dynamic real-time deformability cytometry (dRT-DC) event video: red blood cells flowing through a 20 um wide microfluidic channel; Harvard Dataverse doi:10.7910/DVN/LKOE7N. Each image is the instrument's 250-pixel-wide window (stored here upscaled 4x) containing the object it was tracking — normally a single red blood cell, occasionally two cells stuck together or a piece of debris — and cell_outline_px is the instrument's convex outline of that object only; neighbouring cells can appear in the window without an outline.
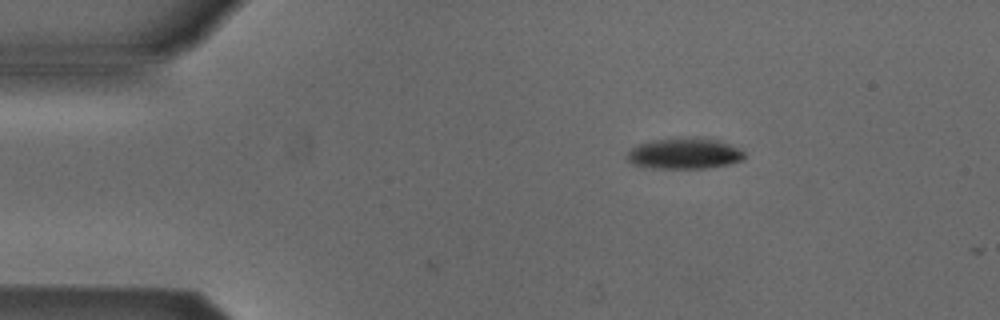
{"species": "Egyptian fruit bat (a non-hibernating species)", "species_latin": "Rousettus aegyptiacus", "temperature_condition": "cold", "stored_images_in_passage": 2, "camera_frame_rate_fps": 3000, "um_per_image_px": 0.085, "animal": {"sex": "male"}, "frame": {"image": 1, "passage_image": 1, "time_ms": 0.0, "image_size_px": [1000, 320], "cell_outline_px": [[744, 160], [728, 164], [704, 168], [648, 168], [632, 164], [624, 156], [636, 144], [652, 140], [680, 136], [704, 136], [724, 140], [740, 148], [744, 152]], "centroid_in_image_um": [58.19, 13.0], "position_along_channel_um": 26.8, "area_um2": 22.08}}